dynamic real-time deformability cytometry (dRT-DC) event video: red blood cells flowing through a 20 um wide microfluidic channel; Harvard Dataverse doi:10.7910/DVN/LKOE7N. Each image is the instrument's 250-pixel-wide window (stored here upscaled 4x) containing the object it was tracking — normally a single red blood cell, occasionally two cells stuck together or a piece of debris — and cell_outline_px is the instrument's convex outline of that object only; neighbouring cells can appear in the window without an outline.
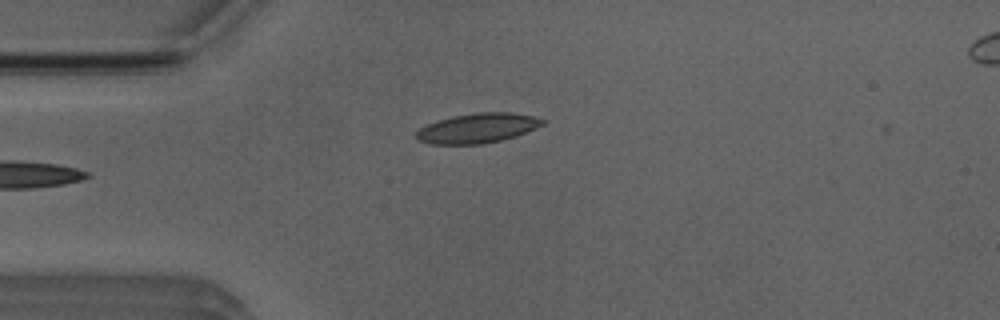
{"species": "Egyptian fruit bat (a non-hibernating species)", "species_latin": "Rousettus aegyptiacus", "temperature_condition": "room temperature", "stored_images_in_passage": 5, "camera_frame_rate_fps": 3000, "um_per_image_px": 0.085, "animal": {"sex": "male"}, "frame": {"image": 1, "passage_image": 5, "time_ms": 4.667, "image_size_px": [1000, 320], "cell_outline_px": [[544, 124], [536, 128], [516, 136], [500, 140], [480, 144], [428, 144], [416, 140], [412, 136], [420, 128], [436, 120], [452, 116], [476, 112], [508, 112], [532, 116], [544, 120]], "centroid_in_image_um": [40.52, 10.9], "position_along_channel_um": 44.5, "area_um2": 21.96}}